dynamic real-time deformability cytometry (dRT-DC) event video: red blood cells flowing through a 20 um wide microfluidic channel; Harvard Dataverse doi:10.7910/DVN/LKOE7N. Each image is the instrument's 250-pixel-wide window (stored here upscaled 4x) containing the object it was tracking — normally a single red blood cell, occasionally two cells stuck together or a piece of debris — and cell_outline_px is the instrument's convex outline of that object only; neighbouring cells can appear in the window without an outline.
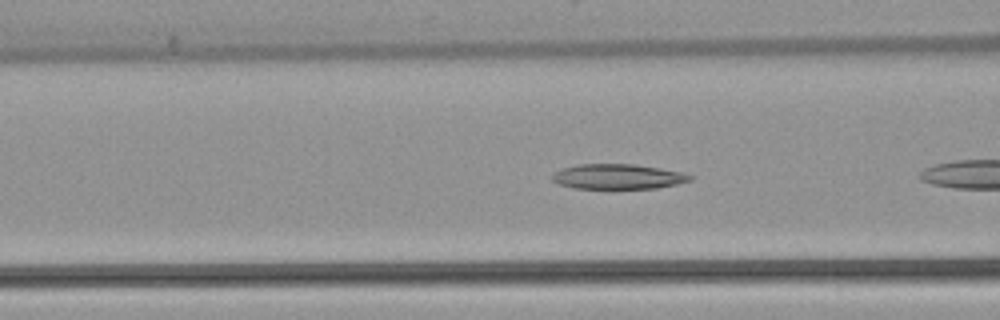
{"species": "common noctule bat (a hibernating species)", "species_latin": "Nyctalus noctula", "temperature_condition": "warm", "stored_images_in_passage": 9, "camera_frame_rate_fps": 3000, "um_per_image_px": 0.085, "animal": {"sex": "female", "body_mass_g": 22.7, "forearm_length_mm": 54.2}, "frame": {"image": 1, "passage_image": 4, "time_ms": 1.0, "image_size_px": [1000, 320], "cell_outline_px": [[692, 180], [676, 184], [656, 188], [572, 188], [556, 184], [552, 180], [552, 176], [560, 168], [580, 164], [636, 164], [660, 168], [680, 172], [692, 176]], "centroid_in_image_um": [52.47, 15.01], "position_along_channel_um": 114.1, "area_um2": 20.06}}